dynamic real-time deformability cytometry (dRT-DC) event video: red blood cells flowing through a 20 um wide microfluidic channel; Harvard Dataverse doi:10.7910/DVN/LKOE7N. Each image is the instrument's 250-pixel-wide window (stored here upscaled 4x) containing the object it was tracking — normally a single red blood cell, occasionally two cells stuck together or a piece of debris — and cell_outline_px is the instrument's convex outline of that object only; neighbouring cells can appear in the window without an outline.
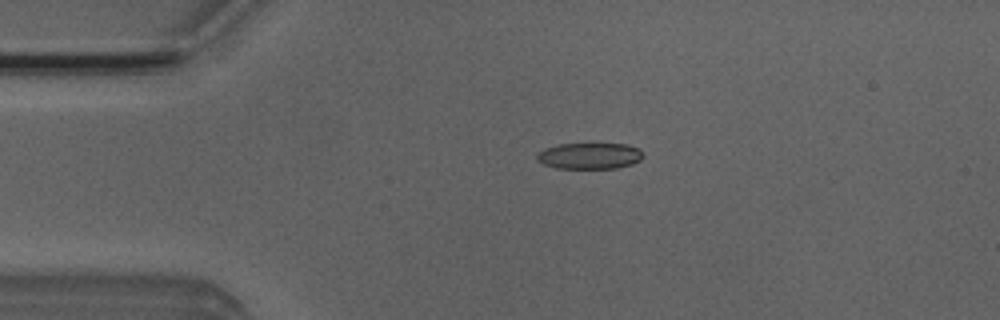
{"species": "Egyptian fruit bat (a non-hibernating species)", "species_latin": "Rousettus aegyptiacus", "temperature_condition": "room temperature", "stored_images_in_passage": 4, "camera_frame_rate_fps": 3000, "um_per_image_px": 0.085, "animal": {"sex": "male"}, "frame": {"image": 1, "passage_image": 3, "time_ms": 2.333, "image_size_px": [1000, 320], "cell_outline_px": [[644, 156], [640, 160], [632, 164], [616, 168], [556, 168], [544, 164], [536, 160], [536, 156], [544, 148], [560, 144], [628, 144], [640, 148]], "centroid_in_image_um": [50.14, 13.25], "position_along_channel_um": 34.9, "area_um2": 16.24}}